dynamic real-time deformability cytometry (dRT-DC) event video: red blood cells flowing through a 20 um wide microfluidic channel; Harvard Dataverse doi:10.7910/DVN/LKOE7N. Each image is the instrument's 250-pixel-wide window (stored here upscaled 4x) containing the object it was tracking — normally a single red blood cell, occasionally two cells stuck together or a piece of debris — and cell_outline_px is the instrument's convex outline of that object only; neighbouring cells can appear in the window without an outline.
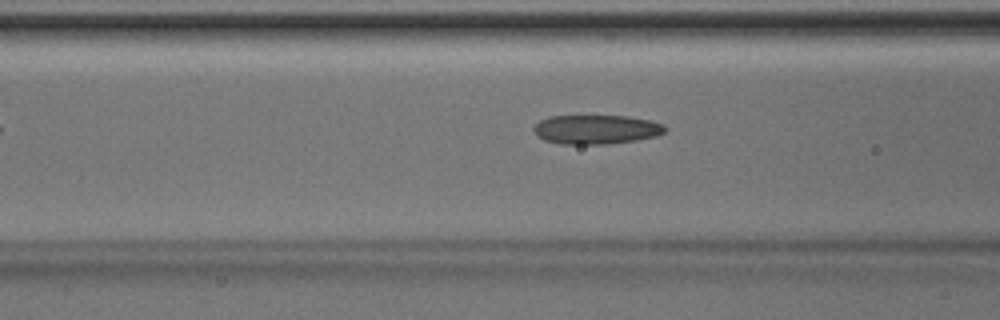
{"species": "Egyptian fruit bat (a non-hibernating species)", "species_latin": "Rousettus aegyptiacus", "temperature_condition": "room temperature", "stored_images_in_passage": 6, "camera_frame_rate_fps": 3000, "um_per_image_px": 0.085, "animal": {"sex": "male"}, "frame": {"image": 1, "passage_image": 5, "time_ms": 1.333, "image_size_px": [1000, 320], "cell_outline_px": [[664, 132], [656, 136], [636, 140], [604, 144], [560, 144], [544, 140], [532, 128], [540, 120], [548, 116], [628, 116], [648, 120], [664, 124]], "centroid_in_image_um": [50.66, 11.0], "position_along_channel_um": 115.9, "area_um2": 22.14}}
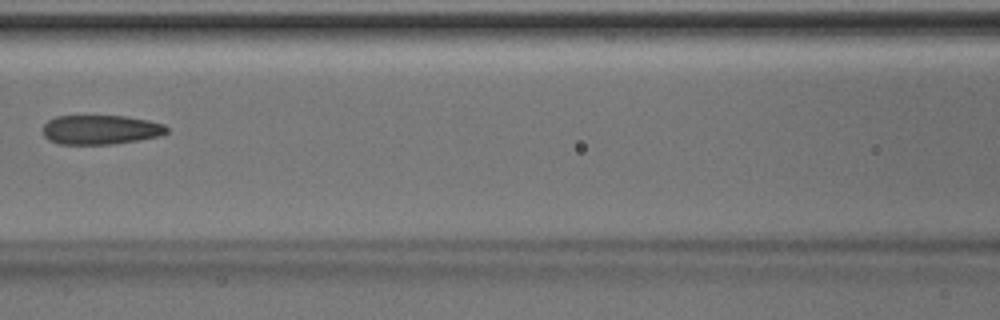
{"frame": {"image": 2, "passage_image": 6, "time_ms": 1.667, "image_size_px": [1000, 320], "cell_outline_px": [[168, 132], [160, 136], [140, 140], [112, 144], [60, 144], [48, 140], [44, 136], [44, 124], [48, 120], [56, 116], [124, 116], [148, 120], [164, 124], [168, 128]], "centroid_in_image_um": [8.57, 11.03], "position_along_channel_um": 158.0, "area_um2": 21.27}}